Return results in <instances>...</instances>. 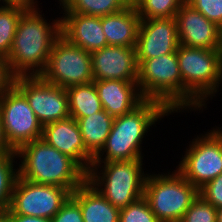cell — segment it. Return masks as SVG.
Returning <instances> with one entry per match:
<instances>
[{
	"instance_id": "cell-30",
	"label": "cell",
	"mask_w": 222,
	"mask_h": 222,
	"mask_svg": "<svg viewBox=\"0 0 222 222\" xmlns=\"http://www.w3.org/2000/svg\"><path fill=\"white\" fill-rule=\"evenodd\" d=\"M199 195L215 208L222 207V173L199 189Z\"/></svg>"
},
{
	"instance_id": "cell-28",
	"label": "cell",
	"mask_w": 222,
	"mask_h": 222,
	"mask_svg": "<svg viewBox=\"0 0 222 222\" xmlns=\"http://www.w3.org/2000/svg\"><path fill=\"white\" fill-rule=\"evenodd\" d=\"M180 222H217V208L198 195Z\"/></svg>"
},
{
	"instance_id": "cell-26",
	"label": "cell",
	"mask_w": 222,
	"mask_h": 222,
	"mask_svg": "<svg viewBox=\"0 0 222 222\" xmlns=\"http://www.w3.org/2000/svg\"><path fill=\"white\" fill-rule=\"evenodd\" d=\"M17 155L0 157V211L9 209L15 181L18 177V167H14ZM15 168V169H14Z\"/></svg>"
},
{
	"instance_id": "cell-36",
	"label": "cell",
	"mask_w": 222,
	"mask_h": 222,
	"mask_svg": "<svg viewBox=\"0 0 222 222\" xmlns=\"http://www.w3.org/2000/svg\"><path fill=\"white\" fill-rule=\"evenodd\" d=\"M217 222H222V207L217 208Z\"/></svg>"
},
{
	"instance_id": "cell-6",
	"label": "cell",
	"mask_w": 222,
	"mask_h": 222,
	"mask_svg": "<svg viewBox=\"0 0 222 222\" xmlns=\"http://www.w3.org/2000/svg\"><path fill=\"white\" fill-rule=\"evenodd\" d=\"M137 61V84L144 99L161 102L171 113L181 112L182 76L176 51Z\"/></svg>"
},
{
	"instance_id": "cell-2",
	"label": "cell",
	"mask_w": 222,
	"mask_h": 222,
	"mask_svg": "<svg viewBox=\"0 0 222 222\" xmlns=\"http://www.w3.org/2000/svg\"><path fill=\"white\" fill-rule=\"evenodd\" d=\"M18 176L35 183L67 188L71 193L87 180V172L43 138L20 146ZM22 158V159H21Z\"/></svg>"
},
{
	"instance_id": "cell-9",
	"label": "cell",
	"mask_w": 222,
	"mask_h": 222,
	"mask_svg": "<svg viewBox=\"0 0 222 222\" xmlns=\"http://www.w3.org/2000/svg\"><path fill=\"white\" fill-rule=\"evenodd\" d=\"M41 76L62 88L93 82L91 53L61 35L54 43L47 68Z\"/></svg>"
},
{
	"instance_id": "cell-10",
	"label": "cell",
	"mask_w": 222,
	"mask_h": 222,
	"mask_svg": "<svg viewBox=\"0 0 222 222\" xmlns=\"http://www.w3.org/2000/svg\"><path fill=\"white\" fill-rule=\"evenodd\" d=\"M0 117L6 140L15 151L23 144L42 138L43 125L15 85L0 97Z\"/></svg>"
},
{
	"instance_id": "cell-4",
	"label": "cell",
	"mask_w": 222,
	"mask_h": 222,
	"mask_svg": "<svg viewBox=\"0 0 222 222\" xmlns=\"http://www.w3.org/2000/svg\"><path fill=\"white\" fill-rule=\"evenodd\" d=\"M176 54L182 76V110L203 111L207 98L215 96L222 82V51L179 45Z\"/></svg>"
},
{
	"instance_id": "cell-14",
	"label": "cell",
	"mask_w": 222,
	"mask_h": 222,
	"mask_svg": "<svg viewBox=\"0 0 222 222\" xmlns=\"http://www.w3.org/2000/svg\"><path fill=\"white\" fill-rule=\"evenodd\" d=\"M94 80H138L136 47L112 46L91 53Z\"/></svg>"
},
{
	"instance_id": "cell-12",
	"label": "cell",
	"mask_w": 222,
	"mask_h": 222,
	"mask_svg": "<svg viewBox=\"0 0 222 222\" xmlns=\"http://www.w3.org/2000/svg\"><path fill=\"white\" fill-rule=\"evenodd\" d=\"M14 85L25 95L43 126L70 117L66 88L47 82L41 75L17 76Z\"/></svg>"
},
{
	"instance_id": "cell-32",
	"label": "cell",
	"mask_w": 222,
	"mask_h": 222,
	"mask_svg": "<svg viewBox=\"0 0 222 222\" xmlns=\"http://www.w3.org/2000/svg\"><path fill=\"white\" fill-rule=\"evenodd\" d=\"M15 78L7 59L0 57V97L14 85Z\"/></svg>"
},
{
	"instance_id": "cell-5",
	"label": "cell",
	"mask_w": 222,
	"mask_h": 222,
	"mask_svg": "<svg viewBox=\"0 0 222 222\" xmlns=\"http://www.w3.org/2000/svg\"><path fill=\"white\" fill-rule=\"evenodd\" d=\"M142 159L93 162L87 172V181L113 206L126 207L143 197L148 174L142 169Z\"/></svg>"
},
{
	"instance_id": "cell-23",
	"label": "cell",
	"mask_w": 222,
	"mask_h": 222,
	"mask_svg": "<svg viewBox=\"0 0 222 222\" xmlns=\"http://www.w3.org/2000/svg\"><path fill=\"white\" fill-rule=\"evenodd\" d=\"M65 13L106 16L133 5L131 0H58Z\"/></svg>"
},
{
	"instance_id": "cell-27",
	"label": "cell",
	"mask_w": 222,
	"mask_h": 222,
	"mask_svg": "<svg viewBox=\"0 0 222 222\" xmlns=\"http://www.w3.org/2000/svg\"><path fill=\"white\" fill-rule=\"evenodd\" d=\"M119 222H160L144 197L120 208Z\"/></svg>"
},
{
	"instance_id": "cell-37",
	"label": "cell",
	"mask_w": 222,
	"mask_h": 222,
	"mask_svg": "<svg viewBox=\"0 0 222 222\" xmlns=\"http://www.w3.org/2000/svg\"><path fill=\"white\" fill-rule=\"evenodd\" d=\"M0 222H5V212L0 211Z\"/></svg>"
},
{
	"instance_id": "cell-29",
	"label": "cell",
	"mask_w": 222,
	"mask_h": 222,
	"mask_svg": "<svg viewBox=\"0 0 222 222\" xmlns=\"http://www.w3.org/2000/svg\"><path fill=\"white\" fill-rule=\"evenodd\" d=\"M185 2L201 12L208 20L222 27V0H185Z\"/></svg>"
},
{
	"instance_id": "cell-25",
	"label": "cell",
	"mask_w": 222,
	"mask_h": 222,
	"mask_svg": "<svg viewBox=\"0 0 222 222\" xmlns=\"http://www.w3.org/2000/svg\"><path fill=\"white\" fill-rule=\"evenodd\" d=\"M25 10L0 6V57L5 59L11 51L18 21Z\"/></svg>"
},
{
	"instance_id": "cell-31",
	"label": "cell",
	"mask_w": 222,
	"mask_h": 222,
	"mask_svg": "<svg viewBox=\"0 0 222 222\" xmlns=\"http://www.w3.org/2000/svg\"><path fill=\"white\" fill-rule=\"evenodd\" d=\"M51 222H84L80 205L70 196Z\"/></svg>"
},
{
	"instance_id": "cell-38",
	"label": "cell",
	"mask_w": 222,
	"mask_h": 222,
	"mask_svg": "<svg viewBox=\"0 0 222 222\" xmlns=\"http://www.w3.org/2000/svg\"><path fill=\"white\" fill-rule=\"evenodd\" d=\"M220 33H221V51H222V27L220 28Z\"/></svg>"
},
{
	"instance_id": "cell-33",
	"label": "cell",
	"mask_w": 222,
	"mask_h": 222,
	"mask_svg": "<svg viewBox=\"0 0 222 222\" xmlns=\"http://www.w3.org/2000/svg\"><path fill=\"white\" fill-rule=\"evenodd\" d=\"M5 222H51L49 218L12 214L9 210L5 212Z\"/></svg>"
},
{
	"instance_id": "cell-3",
	"label": "cell",
	"mask_w": 222,
	"mask_h": 222,
	"mask_svg": "<svg viewBox=\"0 0 222 222\" xmlns=\"http://www.w3.org/2000/svg\"><path fill=\"white\" fill-rule=\"evenodd\" d=\"M169 114L172 113L161 102L145 99L131 112L115 117L107 141L93 162L130 161L143 158L141 144L145 133L147 135L155 122Z\"/></svg>"
},
{
	"instance_id": "cell-24",
	"label": "cell",
	"mask_w": 222,
	"mask_h": 222,
	"mask_svg": "<svg viewBox=\"0 0 222 222\" xmlns=\"http://www.w3.org/2000/svg\"><path fill=\"white\" fill-rule=\"evenodd\" d=\"M185 0H134L133 5L141 20L175 17Z\"/></svg>"
},
{
	"instance_id": "cell-35",
	"label": "cell",
	"mask_w": 222,
	"mask_h": 222,
	"mask_svg": "<svg viewBox=\"0 0 222 222\" xmlns=\"http://www.w3.org/2000/svg\"><path fill=\"white\" fill-rule=\"evenodd\" d=\"M6 155H16V152L6 140L0 117V157H4Z\"/></svg>"
},
{
	"instance_id": "cell-20",
	"label": "cell",
	"mask_w": 222,
	"mask_h": 222,
	"mask_svg": "<svg viewBox=\"0 0 222 222\" xmlns=\"http://www.w3.org/2000/svg\"><path fill=\"white\" fill-rule=\"evenodd\" d=\"M71 197L80 205L84 222H119L120 208L113 206L87 180Z\"/></svg>"
},
{
	"instance_id": "cell-17",
	"label": "cell",
	"mask_w": 222,
	"mask_h": 222,
	"mask_svg": "<svg viewBox=\"0 0 222 222\" xmlns=\"http://www.w3.org/2000/svg\"><path fill=\"white\" fill-rule=\"evenodd\" d=\"M61 35L73 45L92 53L108 46L102 29V17L63 13Z\"/></svg>"
},
{
	"instance_id": "cell-13",
	"label": "cell",
	"mask_w": 222,
	"mask_h": 222,
	"mask_svg": "<svg viewBox=\"0 0 222 222\" xmlns=\"http://www.w3.org/2000/svg\"><path fill=\"white\" fill-rule=\"evenodd\" d=\"M179 36L175 17L141 20L136 43L137 60L152 59L177 51Z\"/></svg>"
},
{
	"instance_id": "cell-15",
	"label": "cell",
	"mask_w": 222,
	"mask_h": 222,
	"mask_svg": "<svg viewBox=\"0 0 222 222\" xmlns=\"http://www.w3.org/2000/svg\"><path fill=\"white\" fill-rule=\"evenodd\" d=\"M180 45L209 50L221 49L220 27L186 2L175 16Z\"/></svg>"
},
{
	"instance_id": "cell-19",
	"label": "cell",
	"mask_w": 222,
	"mask_h": 222,
	"mask_svg": "<svg viewBox=\"0 0 222 222\" xmlns=\"http://www.w3.org/2000/svg\"><path fill=\"white\" fill-rule=\"evenodd\" d=\"M140 21L134 5L102 16V29L108 45L136 46Z\"/></svg>"
},
{
	"instance_id": "cell-7",
	"label": "cell",
	"mask_w": 222,
	"mask_h": 222,
	"mask_svg": "<svg viewBox=\"0 0 222 222\" xmlns=\"http://www.w3.org/2000/svg\"><path fill=\"white\" fill-rule=\"evenodd\" d=\"M199 190L177 170L147 175L143 197L160 222H180Z\"/></svg>"
},
{
	"instance_id": "cell-8",
	"label": "cell",
	"mask_w": 222,
	"mask_h": 222,
	"mask_svg": "<svg viewBox=\"0 0 222 222\" xmlns=\"http://www.w3.org/2000/svg\"><path fill=\"white\" fill-rule=\"evenodd\" d=\"M216 127L196 137L176 169L198 190L222 173V130Z\"/></svg>"
},
{
	"instance_id": "cell-16",
	"label": "cell",
	"mask_w": 222,
	"mask_h": 222,
	"mask_svg": "<svg viewBox=\"0 0 222 222\" xmlns=\"http://www.w3.org/2000/svg\"><path fill=\"white\" fill-rule=\"evenodd\" d=\"M42 138L50 146L75 160L86 172L94 157L87 151L77 120L72 117L43 126Z\"/></svg>"
},
{
	"instance_id": "cell-34",
	"label": "cell",
	"mask_w": 222,
	"mask_h": 222,
	"mask_svg": "<svg viewBox=\"0 0 222 222\" xmlns=\"http://www.w3.org/2000/svg\"><path fill=\"white\" fill-rule=\"evenodd\" d=\"M3 7H17L23 10H32L37 8L35 0H2Z\"/></svg>"
},
{
	"instance_id": "cell-1",
	"label": "cell",
	"mask_w": 222,
	"mask_h": 222,
	"mask_svg": "<svg viewBox=\"0 0 222 222\" xmlns=\"http://www.w3.org/2000/svg\"><path fill=\"white\" fill-rule=\"evenodd\" d=\"M40 13L39 8L25 10L18 21L7 58L16 77L41 75L47 68L54 43L61 36V18L47 23Z\"/></svg>"
},
{
	"instance_id": "cell-21",
	"label": "cell",
	"mask_w": 222,
	"mask_h": 222,
	"mask_svg": "<svg viewBox=\"0 0 222 222\" xmlns=\"http://www.w3.org/2000/svg\"><path fill=\"white\" fill-rule=\"evenodd\" d=\"M114 117L104 109L77 120L87 151L95 158L103 149L111 132Z\"/></svg>"
},
{
	"instance_id": "cell-11",
	"label": "cell",
	"mask_w": 222,
	"mask_h": 222,
	"mask_svg": "<svg viewBox=\"0 0 222 222\" xmlns=\"http://www.w3.org/2000/svg\"><path fill=\"white\" fill-rule=\"evenodd\" d=\"M70 196L67 188L35 183L18 176L8 210L12 214L52 219Z\"/></svg>"
},
{
	"instance_id": "cell-18",
	"label": "cell",
	"mask_w": 222,
	"mask_h": 222,
	"mask_svg": "<svg viewBox=\"0 0 222 222\" xmlns=\"http://www.w3.org/2000/svg\"><path fill=\"white\" fill-rule=\"evenodd\" d=\"M93 82L103 109L114 118L131 112L145 100L137 81L111 79Z\"/></svg>"
},
{
	"instance_id": "cell-22",
	"label": "cell",
	"mask_w": 222,
	"mask_h": 222,
	"mask_svg": "<svg viewBox=\"0 0 222 222\" xmlns=\"http://www.w3.org/2000/svg\"><path fill=\"white\" fill-rule=\"evenodd\" d=\"M70 117L78 120L103 110L94 82L66 88Z\"/></svg>"
}]
</instances>
